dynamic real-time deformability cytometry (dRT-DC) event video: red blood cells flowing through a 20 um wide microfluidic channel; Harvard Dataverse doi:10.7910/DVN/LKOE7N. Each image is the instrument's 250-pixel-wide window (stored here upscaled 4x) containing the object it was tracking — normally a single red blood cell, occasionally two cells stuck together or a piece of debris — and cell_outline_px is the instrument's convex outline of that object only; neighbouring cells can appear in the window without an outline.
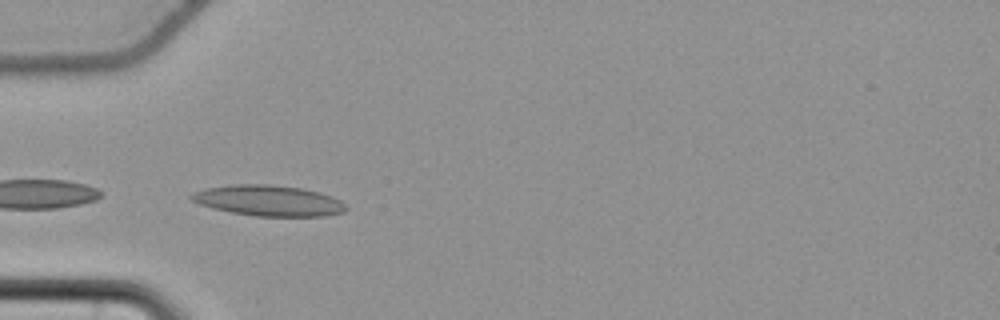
{"species": "common noctule bat (a hibernating species)", "species_latin": "Nyctalus noctula", "temperature_condition": "cold", "stored_images_in_passage": 39, "camera_frame_rate_fps": 3000, "um_per_image_px": 0.085, "animal": {"sex": "female", "body_mass_g": 22.7, "forearm_length_mm": 54.2}, "frame": {"image": 1, "passage_image": 1, "time_ms": 0.0, "image_size_px": [1000, 320], "cell_outline_px": [[348, 208], [344, 212], [324, 216], [256, 216], [232, 212], [212, 208], [200, 204], [192, 200], [188, 196], [192, 192], [208, 188], [232, 184], [268, 184], [300, 188], [320, 192], [332, 196], [340, 200]], "centroid_in_image_um": [22.83, 17.05], "position_along_channel_um": 62.2, "area_um2": 27.63}}
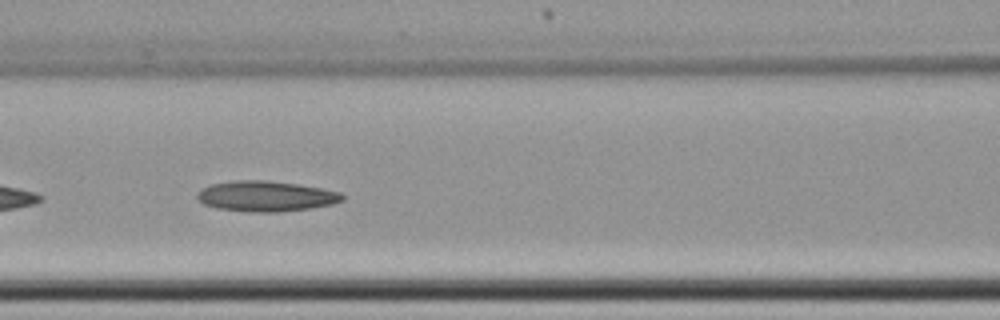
{"frame": {"image": 2, "passage_image": 8, "time_ms": 2.333, "image_size_px": [1000, 320], "cell_outline_px": [[344, 200], [332, 204], [308, 208], [276, 212], [256, 212], [216, 208], [204, 204], [196, 196], [196, 192], [200, 188], [212, 184], [232, 180], [264, 180], [296, 184], [320, 188], [340, 192], [344, 196]], "centroid_in_image_um": [22.56, 16.67], "position_along_channel_um": 144.0, "area_um2": 25.61}}
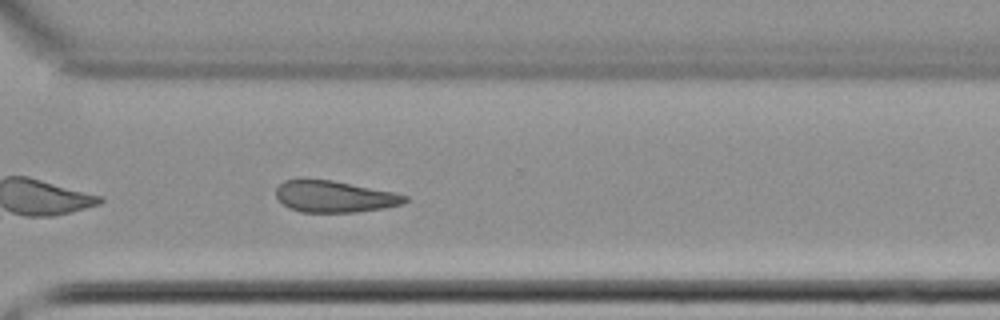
{"frame": {"image": 3, "passage_image": 24, "time_ms": 7.667, "image_size_px": [1000, 320], "cell_outline_px": [[408, 200], [404, 204], [384, 208], [352, 212], [300, 212], [284, 204], [276, 196], [276, 188], [284, 180], [300, 176], [332, 180], [396, 192], [408, 196]], "centroid_in_image_um": [28.42, 16.66], "position_along_channel_um": 342.2, "area_um2": 24.22}, "authors_computed_cell_mechanics": {"area_um2": 24.7962, "velocity_mm_per_s": 3.7082, "shape_relaxation_time_tau1_ms": 5.4736, "shape_relaxation_time_tau2_ms": null, "deformation_change_tau1": 0.1005, "deformation_change_tau2": null}}